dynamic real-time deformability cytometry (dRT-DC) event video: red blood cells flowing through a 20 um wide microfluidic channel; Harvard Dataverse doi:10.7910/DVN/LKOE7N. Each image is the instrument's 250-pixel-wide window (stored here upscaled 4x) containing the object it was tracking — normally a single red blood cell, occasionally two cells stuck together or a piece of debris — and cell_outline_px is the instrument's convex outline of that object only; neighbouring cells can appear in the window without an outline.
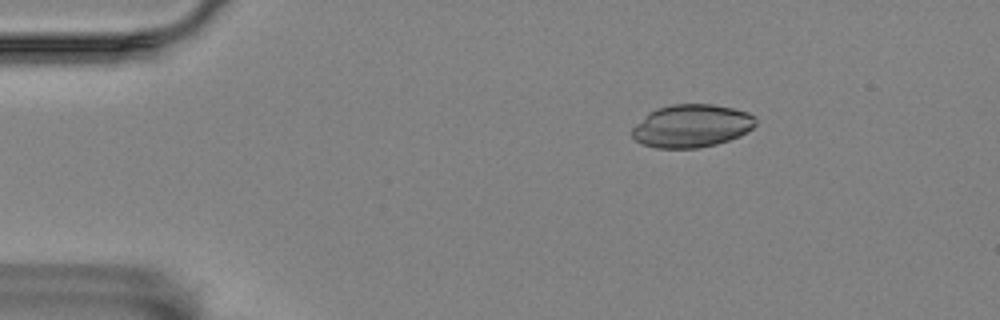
{"species": "Egyptian fruit bat (a non-hibernating species)", "species_latin": "Rousettus aegyptiacus", "temperature_condition": "room temperature", "stored_images_in_passage": 3, "camera_frame_rate_fps": 3000, "um_per_image_px": 0.085, "animal": {"sex": "female"}, "frame": {"image": 1, "passage_image": 1, "time_ms": 0.0, "image_size_px": [1000, 320], "cell_outline_px": [[756, 124], [752, 128], [740, 136], [716, 144], [696, 148], [656, 148], [644, 144], [636, 140], [632, 136], [632, 128], [648, 112], [656, 108], [672, 104], [716, 104], [748, 112], [756, 116]], "centroid_in_image_um": [58.8, 10.69], "position_along_channel_um": 26.2, "area_um2": 30.98}}